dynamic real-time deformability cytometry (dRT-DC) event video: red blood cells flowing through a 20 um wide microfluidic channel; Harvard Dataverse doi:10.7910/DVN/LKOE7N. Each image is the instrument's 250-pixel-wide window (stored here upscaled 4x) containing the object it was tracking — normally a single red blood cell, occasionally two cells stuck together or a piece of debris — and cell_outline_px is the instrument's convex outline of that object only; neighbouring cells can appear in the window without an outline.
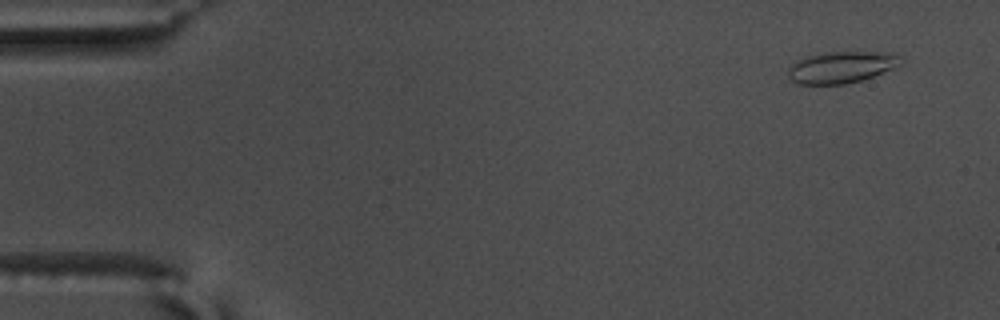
{"species": "common noctule bat (a hibernating species)", "species_latin": "Nyctalus noctula", "temperature_condition": "warm", "stored_images_in_passage": 56, "camera_frame_rate_fps": 3000, "um_per_image_px": 0.085, "animal": {"sex": "male", "body_mass_g": 17.5, "forearm_length_mm": 52.3}, "frame": {"image": 1, "passage_image": 4, "time_ms": 1.0, "image_size_px": [1000, 320], "cell_outline_px": [[904, 60], [900, 64], [892, 68], [872, 76], [860, 80], [844, 84], [796, 84], [788, 76], [788, 68], [792, 64], [808, 56], [824, 52], [876, 52], [900, 56]], "centroid_in_image_um": [71.48, 5.72], "position_along_channel_um": 13.5, "area_um2": 20.35}}
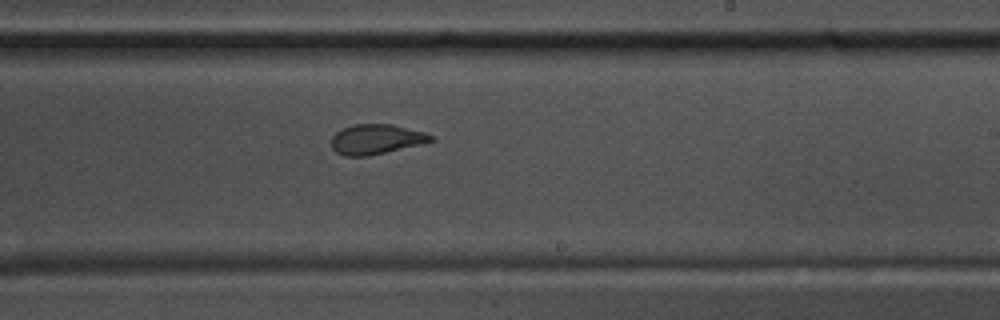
{"frame": {"image": 2, "passage_image": 34, "time_ms": 11.0, "image_size_px": [1000, 320], "cell_outline_px": [[436, 140], [424, 144], [368, 156], [344, 156], [336, 152], [332, 148], [332, 136], [336, 132], [352, 124], [392, 124], [424, 132], [432, 136]], "centroid_in_image_um": [31.99, 11.84], "position_along_channel_um": 257.0, "area_um2": 17.46}}
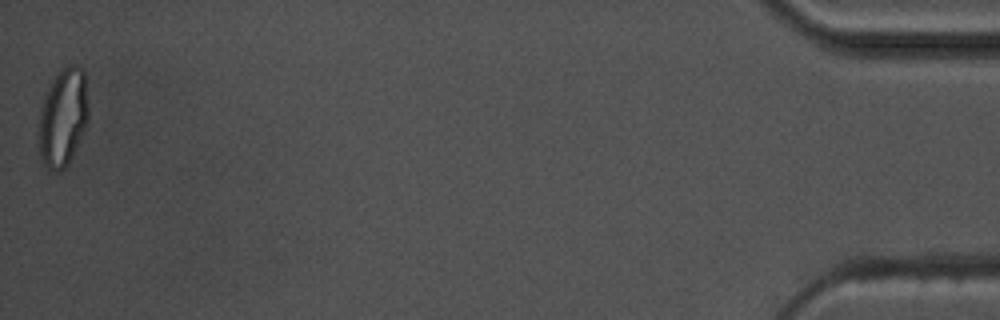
{"frame": {"image": 3, "passage_image": 56, "time_ms": 18.333, "image_size_px": [1000, 320], "cell_outline_px": [[88, 120], [72, 156], [68, 164], [64, 168], [48, 168], [40, 160], [36, 136], [36, 132], [40, 108], [44, 92], [60, 68], [72, 64], [76, 64], [84, 68], [88, 108]], "centroid_in_image_um": [5.3, 9.92], "position_along_channel_um": 429.9, "area_um2": 29.02}, "authors_computed_cell_mechanics": {"area_um2": 18.9006, "velocity_mm_per_s": 3.6557, "shape_relaxation_time_tau1_ms": 9.2346, "shape_relaxation_time_tau2_ms": 1.041, "deformation_change_tau1": 0.2238, "deformation_change_tau2": 0.077}}